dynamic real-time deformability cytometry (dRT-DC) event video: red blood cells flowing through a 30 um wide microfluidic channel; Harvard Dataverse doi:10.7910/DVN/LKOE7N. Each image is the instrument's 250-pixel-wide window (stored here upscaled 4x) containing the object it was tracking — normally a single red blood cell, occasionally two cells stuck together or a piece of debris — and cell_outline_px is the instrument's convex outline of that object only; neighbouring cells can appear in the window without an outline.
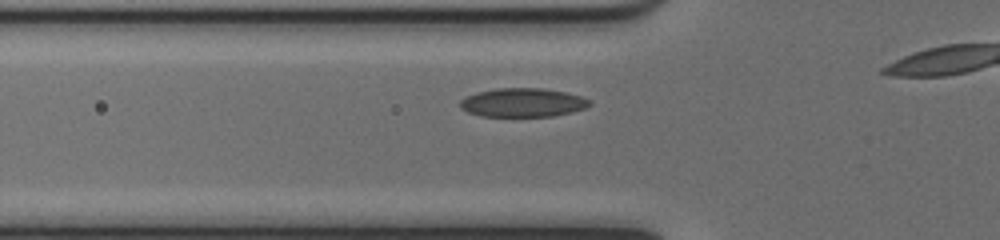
{"species": "common noctule bat (a hibernating species)", "species_latin": "Nyctalus noctula", "temperature_condition": "cold", "stored_images_in_passage": 30, "camera_frame_rate_fps": 3000, "um_per_image_px": 0.085, "animal": {"sex": "female", "body_mass_g": 17.0, "forearm_length_mm": 48.0}, "frame": {"image": 1, "passage_image": 6, "time_ms": 1.667, "image_size_px": [1000, 240], "cell_outline_px": [[592, 104], [584, 108], [572, 112], [552, 116], [480, 116], [468, 112], [460, 108], [460, 100], [476, 92], [496, 88], [544, 88], [564, 92], [580, 96], [592, 100]], "centroid_in_image_um": [44.44, 8.71], "position_along_channel_um": 81.4, "area_um2": 21.73}}
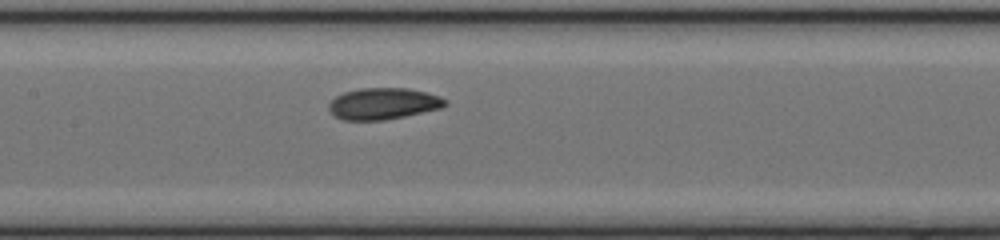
{"frame": {"image": 2, "passage_image": 13, "time_ms": 4.0, "image_size_px": [1000, 240], "cell_outline_px": [[448, 104], [440, 108], [404, 116], [384, 120], [344, 120], [336, 116], [328, 108], [328, 104], [336, 96], [344, 92], [360, 88], [408, 88], [428, 92], [440, 96], [448, 100]], "centroid_in_image_um": [32.6, 8.8], "position_along_channel_um": 174.8, "area_um2": 21.33}}
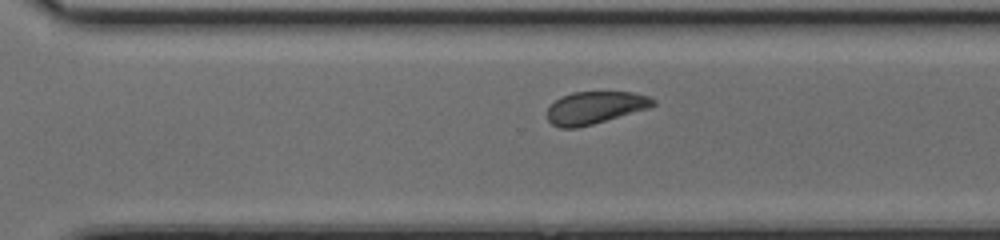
{"frame": {"image": 3, "passage_image": 24, "time_ms": 7.667, "image_size_px": [1000, 240], "cell_outline_px": [[656, 104], [648, 108], [592, 124], [576, 128], [560, 128], [552, 124], [548, 120], [548, 108], [560, 96], [572, 92], [636, 92], [648, 96], [656, 100]], "centroid_in_image_um": [50.58, 9.14], "position_along_channel_um": 320.0, "area_um2": 19.88}}